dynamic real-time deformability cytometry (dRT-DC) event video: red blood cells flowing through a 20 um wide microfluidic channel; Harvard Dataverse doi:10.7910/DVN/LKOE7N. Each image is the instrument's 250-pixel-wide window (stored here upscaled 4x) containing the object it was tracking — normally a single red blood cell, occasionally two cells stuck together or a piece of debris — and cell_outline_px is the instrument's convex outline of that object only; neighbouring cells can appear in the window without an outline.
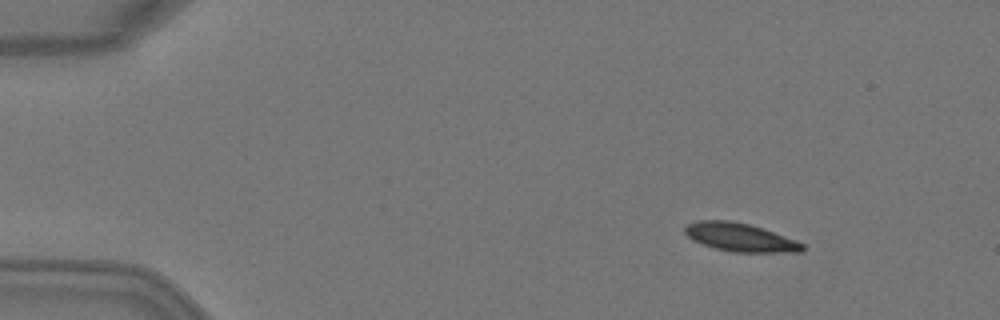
{"species": "Egyptian fruit bat (a non-hibernating species)", "species_latin": "Rousettus aegyptiacus", "temperature_condition": "warm", "stored_images_in_passage": 3, "camera_frame_rate_fps": 3000, "um_per_image_px": 0.085, "animal": {"sex": "female"}, "frame": {"image": 1, "passage_image": 3, "time_ms": 0.667, "image_size_px": [1000, 320], "cell_outline_px": [[804, 248], [800, 252], [732, 252], [716, 248], [692, 240], [684, 232], [684, 228], [688, 224], [696, 220], [732, 220], [764, 228], [796, 240], [804, 244]], "centroid_in_image_um": [62.91, 20.16], "position_along_channel_um": 22.1, "area_um2": 19.42}}